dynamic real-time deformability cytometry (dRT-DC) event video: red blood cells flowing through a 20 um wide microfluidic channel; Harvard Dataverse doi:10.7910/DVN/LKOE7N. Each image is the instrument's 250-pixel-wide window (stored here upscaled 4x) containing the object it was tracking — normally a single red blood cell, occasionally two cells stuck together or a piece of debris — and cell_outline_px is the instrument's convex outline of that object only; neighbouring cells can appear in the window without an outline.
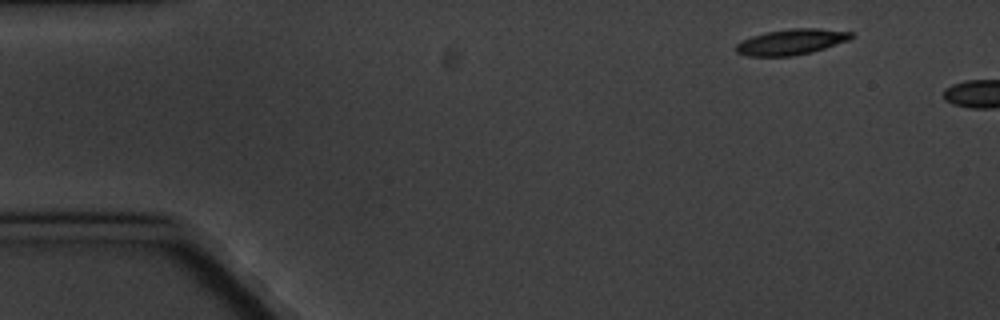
{"species": "common noctule bat (a hibernating species)", "species_latin": "Nyctalus noctula", "temperature_condition": "cold", "stored_images_in_passage": 3, "camera_frame_rate_fps": 3000, "um_per_image_px": 0.085, "animal": {"sex": "male", "body_mass_g": 20.1, "forearm_length_mm": 53.5}, "frame": {"image": 1, "passage_image": 1, "time_ms": 0.0, "image_size_px": [1000, 320], "cell_outline_px": [[856, 36], [852, 40], [812, 52], [792, 56], [748, 56], [736, 52], [736, 44], [752, 36], [768, 32], [792, 28], [820, 28], [852, 32]], "centroid_in_image_um": [67.35, 3.56], "position_along_channel_um": 17.7, "area_um2": 17.34}}